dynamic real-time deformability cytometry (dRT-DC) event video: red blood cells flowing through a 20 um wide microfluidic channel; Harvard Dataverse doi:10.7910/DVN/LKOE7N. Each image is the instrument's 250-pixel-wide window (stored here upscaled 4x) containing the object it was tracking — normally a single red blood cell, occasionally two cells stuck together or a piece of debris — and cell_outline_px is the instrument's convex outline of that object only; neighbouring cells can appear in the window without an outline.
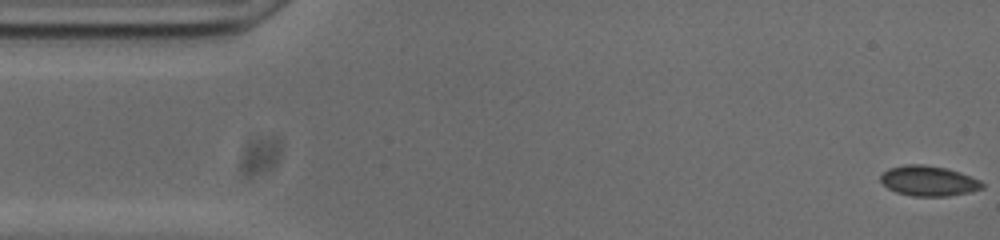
{"species": "common noctule bat (a hibernating species)", "species_latin": "Nyctalus noctula", "temperature_condition": "cold", "stored_images_in_passage": 9, "camera_frame_rate_fps": 3000, "um_per_image_px": 0.085, "animal": {"sex": "male", "body_mass_g": 20.0, "forearm_length_mm": 53.3}, "frame": {"image": 1, "passage_image": 1, "time_ms": 0.0, "image_size_px": [1000, 240], "cell_outline_px": [[984, 188], [972, 192], [948, 196], [912, 196], [896, 192], [888, 188], [880, 180], [880, 176], [888, 168], [904, 164], [924, 164], [948, 168], [972, 176], [980, 180], [984, 184]], "centroid_in_image_um": [78.96, 15.37], "position_along_channel_um": 6.0, "area_um2": 18.15}}